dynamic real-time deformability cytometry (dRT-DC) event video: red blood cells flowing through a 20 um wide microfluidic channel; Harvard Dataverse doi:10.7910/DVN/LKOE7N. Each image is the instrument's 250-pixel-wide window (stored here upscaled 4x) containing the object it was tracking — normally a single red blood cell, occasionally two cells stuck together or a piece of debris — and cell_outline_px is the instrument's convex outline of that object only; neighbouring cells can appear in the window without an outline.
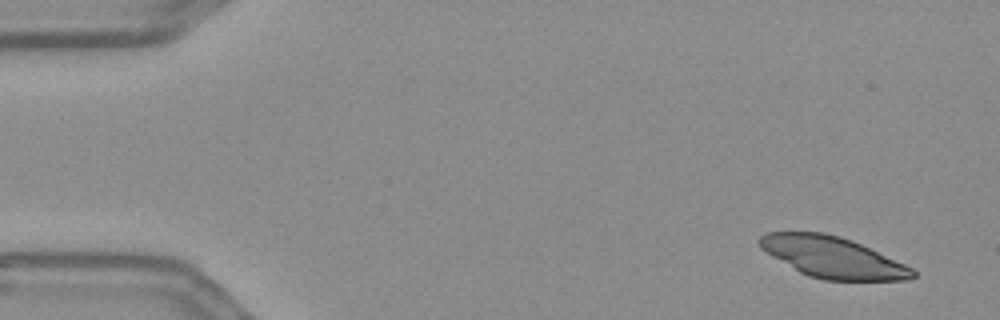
{"species": "Egyptian fruit bat (a non-hibernating species)", "species_latin": "Rousettus aegyptiacus", "temperature_condition": "warm", "stored_images_in_passage": 52, "camera_frame_rate_fps": 3000, "um_per_image_px": 0.085, "frame": {"image": 1, "passage_image": 1, "time_ms": 0.0, "image_size_px": [1000, 320], "cell_outline_px": [[916, 276], [908, 280], [824, 280], [808, 276], [800, 272], [760, 248], [756, 240], [764, 232], [824, 232], [840, 236], [852, 240], [904, 264], [912, 268], [916, 272]], "centroid_in_image_um": [70.75, 21.86], "position_along_channel_um": 14.3, "area_um2": 36.41}}